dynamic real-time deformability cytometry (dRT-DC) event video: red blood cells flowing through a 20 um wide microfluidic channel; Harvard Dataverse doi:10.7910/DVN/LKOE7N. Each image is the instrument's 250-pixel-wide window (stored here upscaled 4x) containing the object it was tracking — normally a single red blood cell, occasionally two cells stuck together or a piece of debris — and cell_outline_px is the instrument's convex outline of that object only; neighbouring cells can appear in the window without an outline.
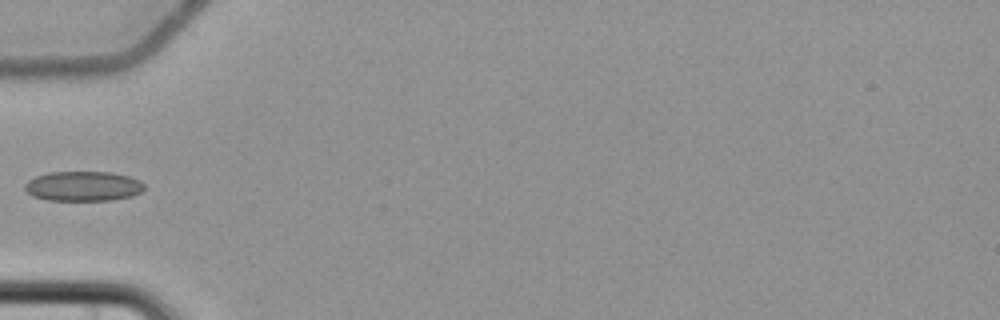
{"species": "common noctule bat (a hibernating species)", "species_latin": "Nyctalus noctula", "temperature_condition": "cold", "stored_images_in_passage": 2, "camera_frame_rate_fps": 3000, "um_per_image_px": 0.085, "animal": {"sex": "female", "body_mass_g": 22.7, "forearm_length_mm": 54.2}, "frame": {"image": 1, "passage_image": 2, "time_ms": 1.333, "image_size_px": [1000, 320], "cell_outline_px": [[144, 188], [140, 192], [132, 196], [112, 200], [48, 200], [32, 196], [24, 188], [24, 184], [28, 180], [36, 176], [48, 172], [112, 172], [128, 176], [140, 180], [144, 184]], "centroid_in_image_um": [7.06, 15.82], "position_along_channel_um": 77.9, "area_um2": 20.81}}